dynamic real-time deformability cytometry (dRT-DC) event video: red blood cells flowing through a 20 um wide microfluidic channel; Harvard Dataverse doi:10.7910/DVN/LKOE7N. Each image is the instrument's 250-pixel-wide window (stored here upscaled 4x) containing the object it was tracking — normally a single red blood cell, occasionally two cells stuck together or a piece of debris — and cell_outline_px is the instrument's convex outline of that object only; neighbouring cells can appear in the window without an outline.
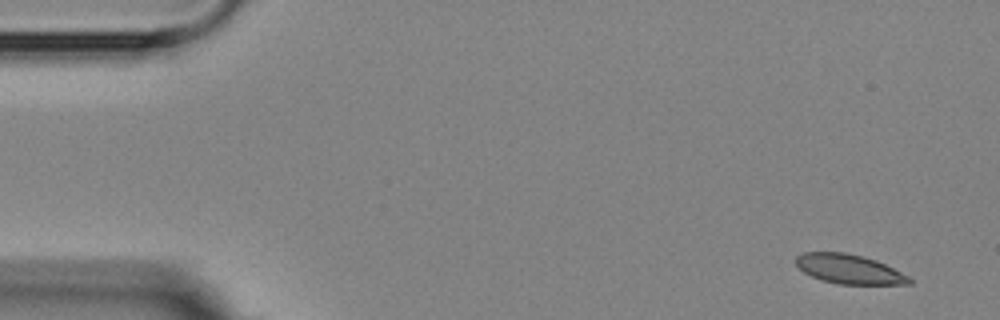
{"species": "Egyptian fruit bat (a non-hibernating species)", "species_latin": "Rousettus aegyptiacus", "temperature_condition": "room temperature", "stored_images_in_passage": 5, "camera_frame_rate_fps": 3000, "um_per_image_px": 0.085, "animal": {"sex": "female"}, "frame": {"image": 1, "passage_image": 1, "time_ms": 0.0, "image_size_px": [1000, 320], "cell_outline_px": [[912, 284], [836, 284], [820, 280], [804, 272], [796, 264], [796, 256], [804, 252], [844, 252], [876, 260], [908, 276], [912, 280]], "centroid_in_image_um": [72.15, 22.88], "position_along_channel_um": 12.9, "area_um2": 19.25}}